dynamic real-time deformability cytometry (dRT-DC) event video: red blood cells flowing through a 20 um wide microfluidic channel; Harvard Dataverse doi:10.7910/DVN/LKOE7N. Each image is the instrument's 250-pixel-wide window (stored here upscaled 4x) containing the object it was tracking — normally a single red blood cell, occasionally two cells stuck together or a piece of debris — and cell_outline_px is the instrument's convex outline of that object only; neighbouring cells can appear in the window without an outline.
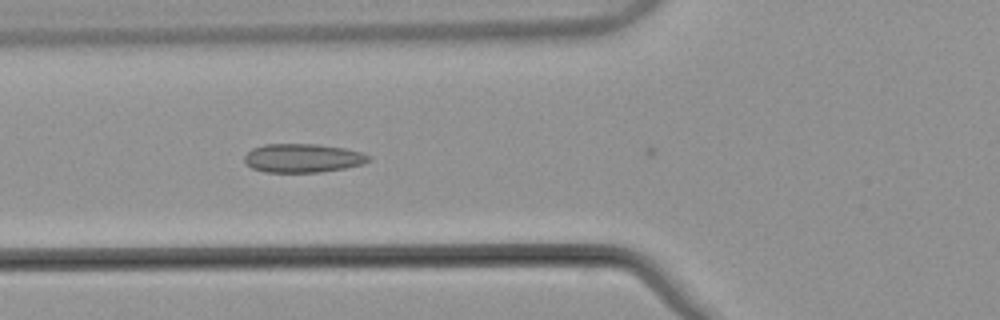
{"species": "common noctule bat (a hibernating species)", "species_latin": "Nyctalus noctula", "temperature_condition": "warm", "stored_images_in_passage": 7, "camera_frame_rate_fps": 3000, "um_per_image_px": 0.085, "animal": {"sex": "male", "body_mass_g": 21.5, "forearm_length_mm": 52.0}, "frame": {"image": 1, "passage_image": 6, "time_ms": 1.667, "image_size_px": [1000, 320], "cell_outline_px": [[368, 160], [360, 164], [344, 168], [320, 172], [264, 172], [252, 168], [244, 164], [244, 156], [252, 148], [264, 144], [316, 144], [344, 148], [360, 152], [368, 156]], "centroid_in_image_um": [25.64, 13.44], "position_along_channel_um": 100.2, "area_um2": 20.63}}